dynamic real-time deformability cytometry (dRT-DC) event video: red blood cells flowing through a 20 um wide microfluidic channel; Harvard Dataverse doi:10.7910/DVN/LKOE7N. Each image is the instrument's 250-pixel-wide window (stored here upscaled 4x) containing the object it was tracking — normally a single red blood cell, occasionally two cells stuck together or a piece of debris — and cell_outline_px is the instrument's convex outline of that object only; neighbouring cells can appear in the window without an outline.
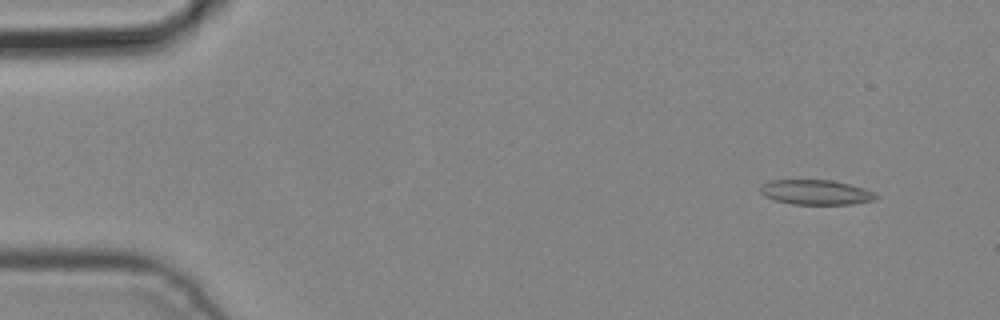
{"species": "common noctule bat (a hibernating species)", "species_latin": "Nyctalus noctula", "temperature_condition": "cold", "stored_images_in_passage": 3, "camera_frame_rate_fps": 3000, "um_per_image_px": 0.085, "animal": {"sex": "male", "body_mass_g": 19.2, "forearm_length_mm": 51.8}, "frame": {"image": 1, "passage_image": 1, "time_ms": 0.0, "image_size_px": [1000, 320], "cell_outline_px": [[880, 196], [872, 200], [852, 204], [792, 204], [776, 200], [764, 196], [760, 192], [760, 188], [768, 180], [832, 180], [864, 188]], "centroid_in_image_um": [69.33, 16.34], "position_along_channel_um": 15.7, "area_um2": 16.59}}